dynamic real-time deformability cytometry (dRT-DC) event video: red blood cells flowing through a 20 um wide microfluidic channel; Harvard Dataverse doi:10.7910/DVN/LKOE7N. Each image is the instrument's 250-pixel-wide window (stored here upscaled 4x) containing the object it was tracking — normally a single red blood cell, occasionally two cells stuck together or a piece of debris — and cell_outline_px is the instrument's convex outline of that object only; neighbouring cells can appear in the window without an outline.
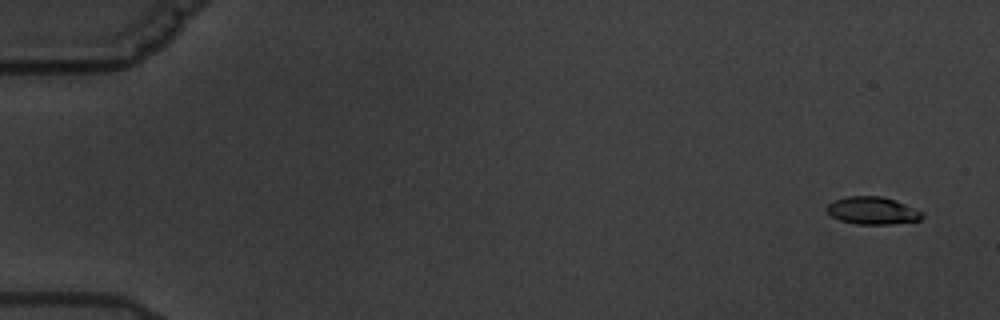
{"species": "common noctule bat (a hibernating species)", "species_latin": "Nyctalus noctula", "temperature_condition": "warm", "stored_images_in_passage": 6, "camera_frame_rate_fps": 3000, "um_per_image_px": 0.085, "animal": {"sex": "male", "body_mass_g": 19.5, "forearm_length_mm": 54.6}, "frame": {"image": 1, "passage_image": 1, "time_ms": 0.0, "image_size_px": [1000, 320], "cell_outline_px": [[924, 216], [920, 220], [892, 224], [856, 224], [840, 220], [832, 216], [824, 208], [832, 200], [848, 196], [880, 196], [896, 200], [924, 212]], "centroid_in_image_um": [74.16, 17.9], "position_along_channel_um": 10.8, "area_um2": 15.43}}
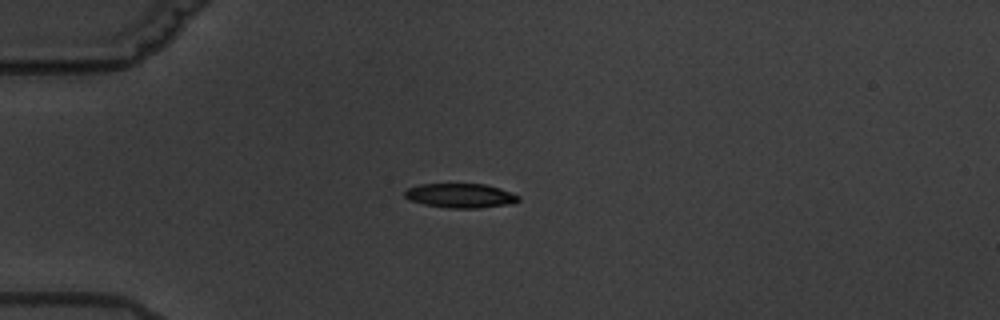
{"frame": {"image": 2, "passage_image": 5, "time_ms": 4.667, "image_size_px": [1000, 320], "cell_outline_px": [[520, 200], [512, 204], [480, 208], [448, 208], [424, 204], [408, 200], [404, 196], [404, 192], [408, 188], [420, 184], [484, 184], [500, 188], [520, 196]], "centroid_in_image_um": [39.14, 16.63], "position_along_channel_um": 45.9, "area_um2": 16.24}}